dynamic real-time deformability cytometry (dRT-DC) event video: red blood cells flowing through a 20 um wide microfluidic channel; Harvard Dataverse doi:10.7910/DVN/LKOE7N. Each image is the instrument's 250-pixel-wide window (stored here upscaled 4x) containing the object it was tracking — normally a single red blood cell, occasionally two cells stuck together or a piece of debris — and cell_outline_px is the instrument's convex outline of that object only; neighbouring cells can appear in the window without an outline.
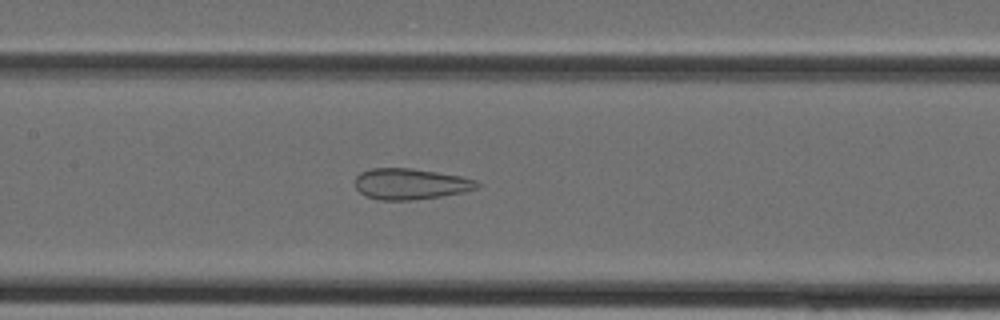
{"species": "Egyptian fruit bat (a non-hibernating species)", "species_latin": "Rousettus aegyptiacus", "temperature_condition": "cold", "stored_images_in_passage": 39, "camera_frame_rate_fps": 3000, "um_per_image_px": 0.085, "animal": {"sex": "female"}, "frame": {"image": 1, "passage_image": 18, "time_ms": 5.667, "image_size_px": [1000, 320], "cell_outline_px": [[480, 184], [476, 188], [464, 192], [440, 196], [408, 200], [380, 200], [368, 196], [360, 192], [356, 188], [356, 176], [360, 172], [372, 168], [412, 168], [460, 176], [476, 180]], "centroid_in_image_um": [34.88, 15.62], "position_along_channel_um": 172.5, "area_um2": 21.79}}
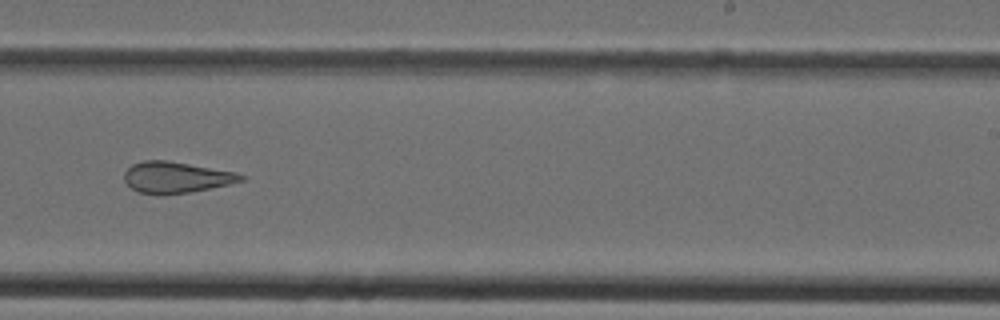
{"frame": {"image": 2, "passage_image": 24, "time_ms": 7.667, "image_size_px": [1000, 320], "cell_outline_px": [[244, 180], [212, 188], [188, 192], [160, 196], [140, 192], [132, 188], [124, 180], [124, 172], [132, 164], [144, 160], [164, 160], [236, 172], [244, 176]], "centroid_in_image_um": [14.94, 15.08], "position_along_channel_um": 274.1, "area_um2": 21.1}}
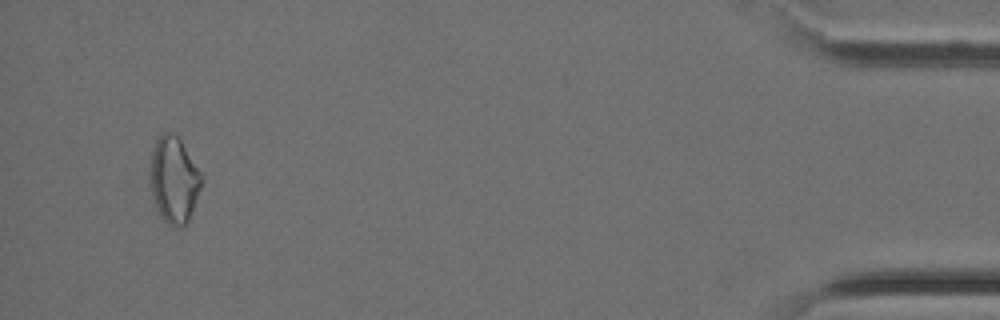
{"frame": {"image": 3, "passage_image": 37, "time_ms": 12.0, "image_size_px": [1000, 320], "cell_outline_px": [[204, 176], [188, 224], [180, 228], [172, 228], [160, 216], [156, 208], [152, 196], [152, 152], [156, 140], [164, 132], [168, 132], [176, 136], [180, 140]], "centroid_in_image_um": [14.82, 15.36], "position_along_channel_um": 420.4, "area_um2": 25.55}}